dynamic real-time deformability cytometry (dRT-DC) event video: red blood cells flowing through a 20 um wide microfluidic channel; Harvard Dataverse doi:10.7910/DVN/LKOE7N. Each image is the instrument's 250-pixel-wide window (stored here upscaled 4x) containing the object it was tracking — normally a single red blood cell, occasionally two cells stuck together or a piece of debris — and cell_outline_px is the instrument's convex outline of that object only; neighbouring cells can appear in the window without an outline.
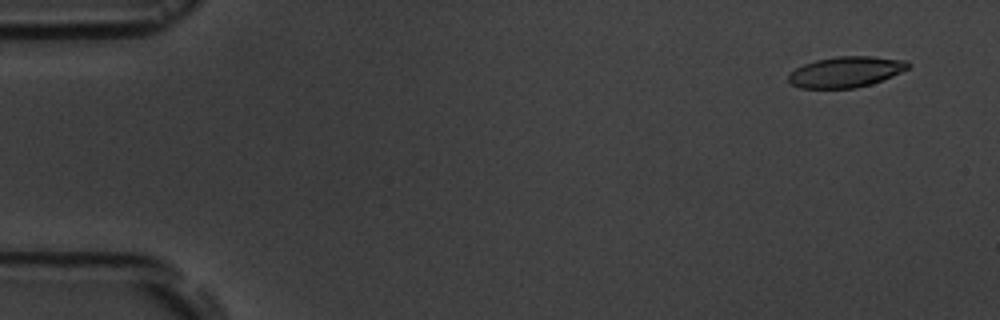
{"species": "common noctule bat (a hibernating species)", "species_latin": "Nyctalus noctula", "temperature_condition": "room temperature", "stored_images_in_passage": 4, "camera_frame_rate_fps": 3000, "um_per_image_px": 0.085, "animal": {"sex": "male", "body_mass_g": 19.5, "forearm_length_mm": 54.6}, "frame": {"image": 1, "passage_image": 1, "time_ms": 0.0, "image_size_px": [1000, 320], "cell_outline_px": [[912, 64], [908, 68], [892, 76], [872, 84], [856, 88], [800, 88], [792, 84], [788, 80], [788, 72], [804, 64], [816, 60], [836, 56], [872, 56], [908, 60]], "centroid_in_image_um": [71.91, 6.1], "position_along_channel_um": 13.1, "area_um2": 21.62}}